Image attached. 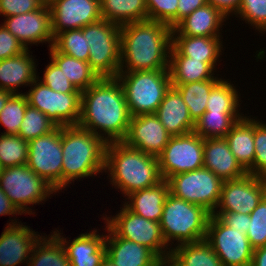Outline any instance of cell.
I'll return each instance as SVG.
<instances>
[{"label": "cell", "instance_id": "obj_57", "mask_svg": "<svg viewBox=\"0 0 266 266\" xmlns=\"http://www.w3.org/2000/svg\"><path fill=\"white\" fill-rule=\"evenodd\" d=\"M2 169H3V168H2L1 165H0V175H1Z\"/></svg>", "mask_w": 266, "mask_h": 266}, {"label": "cell", "instance_id": "obj_48", "mask_svg": "<svg viewBox=\"0 0 266 266\" xmlns=\"http://www.w3.org/2000/svg\"><path fill=\"white\" fill-rule=\"evenodd\" d=\"M212 215L216 216L223 224L230 228L248 231L250 219L249 214L230 213V212H214Z\"/></svg>", "mask_w": 266, "mask_h": 266}, {"label": "cell", "instance_id": "obj_13", "mask_svg": "<svg viewBox=\"0 0 266 266\" xmlns=\"http://www.w3.org/2000/svg\"><path fill=\"white\" fill-rule=\"evenodd\" d=\"M203 146L204 139L194 131L171 136L158 156L162 178L203 168Z\"/></svg>", "mask_w": 266, "mask_h": 266}, {"label": "cell", "instance_id": "obj_33", "mask_svg": "<svg viewBox=\"0 0 266 266\" xmlns=\"http://www.w3.org/2000/svg\"><path fill=\"white\" fill-rule=\"evenodd\" d=\"M48 236H41L35 243L27 266H71L59 238L54 233Z\"/></svg>", "mask_w": 266, "mask_h": 266}, {"label": "cell", "instance_id": "obj_20", "mask_svg": "<svg viewBox=\"0 0 266 266\" xmlns=\"http://www.w3.org/2000/svg\"><path fill=\"white\" fill-rule=\"evenodd\" d=\"M203 167L222 181L237 180L248 174L230 151L225 138L204 139Z\"/></svg>", "mask_w": 266, "mask_h": 266}, {"label": "cell", "instance_id": "obj_4", "mask_svg": "<svg viewBox=\"0 0 266 266\" xmlns=\"http://www.w3.org/2000/svg\"><path fill=\"white\" fill-rule=\"evenodd\" d=\"M62 190L74 179L97 176L105 171L106 143L78 125L61 127Z\"/></svg>", "mask_w": 266, "mask_h": 266}, {"label": "cell", "instance_id": "obj_54", "mask_svg": "<svg viewBox=\"0 0 266 266\" xmlns=\"http://www.w3.org/2000/svg\"><path fill=\"white\" fill-rule=\"evenodd\" d=\"M100 266H115L112 260L105 255V257L101 260Z\"/></svg>", "mask_w": 266, "mask_h": 266}, {"label": "cell", "instance_id": "obj_24", "mask_svg": "<svg viewBox=\"0 0 266 266\" xmlns=\"http://www.w3.org/2000/svg\"><path fill=\"white\" fill-rule=\"evenodd\" d=\"M226 18L213 5L206 4L182 19L172 29V35L222 37L220 28L224 25Z\"/></svg>", "mask_w": 266, "mask_h": 266}, {"label": "cell", "instance_id": "obj_43", "mask_svg": "<svg viewBox=\"0 0 266 266\" xmlns=\"http://www.w3.org/2000/svg\"><path fill=\"white\" fill-rule=\"evenodd\" d=\"M236 16L260 33L266 32V0H241Z\"/></svg>", "mask_w": 266, "mask_h": 266}, {"label": "cell", "instance_id": "obj_31", "mask_svg": "<svg viewBox=\"0 0 266 266\" xmlns=\"http://www.w3.org/2000/svg\"><path fill=\"white\" fill-rule=\"evenodd\" d=\"M49 51L50 58L60 67L77 90L81 92L87 90L100 78L88 62L61 53L53 45Z\"/></svg>", "mask_w": 266, "mask_h": 266}, {"label": "cell", "instance_id": "obj_37", "mask_svg": "<svg viewBox=\"0 0 266 266\" xmlns=\"http://www.w3.org/2000/svg\"><path fill=\"white\" fill-rule=\"evenodd\" d=\"M53 46L61 53L88 62L89 44L82 28L67 30L54 37Z\"/></svg>", "mask_w": 266, "mask_h": 266}, {"label": "cell", "instance_id": "obj_14", "mask_svg": "<svg viewBox=\"0 0 266 266\" xmlns=\"http://www.w3.org/2000/svg\"><path fill=\"white\" fill-rule=\"evenodd\" d=\"M205 240L223 266H251L254 249L245 231L230 228L211 214Z\"/></svg>", "mask_w": 266, "mask_h": 266}, {"label": "cell", "instance_id": "obj_40", "mask_svg": "<svg viewBox=\"0 0 266 266\" xmlns=\"http://www.w3.org/2000/svg\"><path fill=\"white\" fill-rule=\"evenodd\" d=\"M24 93L13 94L0 112V124L6 128L4 135H18L19 129L28 106Z\"/></svg>", "mask_w": 266, "mask_h": 266}, {"label": "cell", "instance_id": "obj_36", "mask_svg": "<svg viewBox=\"0 0 266 266\" xmlns=\"http://www.w3.org/2000/svg\"><path fill=\"white\" fill-rule=\"evenodd\" d=\"M226 79H221L212 89L207 99L206 112H239L240 93ZM239 110V111H238Z\"/></svg>", "mask_w": 266, "mask_h": 266}, {"label": "cell", "instance_id": "obj_9", "mask_svg": "<svg viewBox=\"0 0 266 266\" xmlns=\"http://www.w3.org/2000/svg\"><path fill=\"white\" fill-rule=\"evenodd\" d=\"M0 188L21 214H33L28 205L46 201L57 191L36 175L27 164L2 169Z\"/></svg>", "mask_w": 266, "mask_h": 266}, {"label": "cell", "instance_id": "obj_16", "mask_svg": "<svg viewBox=\"0 0 266 266\" xmlns=\"http://www.w3.org/2000/svg\"><path fill=\"white\" fill-rule=\"evenodd\" d=\"M48 6L53 37L102 19L100 0H53Z\"/></svg>", "mask_w": 266, "mask_h": 266}, {"label": "cell", "instance_id": "obj_32", "mask_svg": "<svg viewBox=\"0 0 266 266\" xmlns=\"http://www.w3.org/2000/svg\"><path fill=\"white\" fill-rule=\"evenodd\" d=\"M102 19L119 26L148 19L145 0H100Z\"/></svg>", "mask_w": 266, "mask_h": 266}, {"label": "cell", "instance_id": "obj_29", "mask_svg": "<svg viewBox=\"0 0 266 266\" xmlns=\"http://www.w3.org/2000/svg\"><path fill=\"white\" fill-rule=\"evenodd\" d=\"M221 37L172 35V45L183 55L206 63H217L223 51ZM222 50V51H221Z\"/></svg>", "mask_w": 266, "mask_h": 266}, {"label": "cell", "instance_id": "obj_5", "mask_svg": "<svg viewBox=\"0 0 266 266\" xmlns=\"http://www.w3.org/2000/svg\"><path fill=\"white\" fill-rule=\"evenodd\" d=\"M211 213L169 193L163 207L160 226L168 246L204 240ZM171 242V243H170ZM171 244V245H170Z\"/></svg>", "mask_w": 266, "mask_h": 266}, {"label": "cell", "instance_id": "obj_56", "mask_svg": "<svg viewBox=\"0 0 266 266\" xmlns=\"http://www.w3.org/2000/svg\"><path fill=\"white\" fill-rule=\"evenodd\" d=\"M161 266H171L168 262H163Z\"/></svg>", "mask_w": 266, "mask_h": 266}, {"label": "cell", "instance_id": "obj_35", "mask_svg": "<svg viewBox=\"0 0 266 266\" xmlns=\"http://www.w3.org/2000/svg\"><path fill=\"white\" fill-rule=\"evenodd\" d=\"M242 115V116H241ZM244 114L240 112H204L196 121L194 132L203 139L225 138Z\"/></svg>", "mask_w": 266, "mask_h": 266}, {"label": "cell", "instance_id": "obj_15", "mask_svg": "<svg viewBox=\"0 0 266 266\" xmlns=\"http://www.w3.org/2000/svg\"><path fill=\"white\" fill-rule=\"evenodd\" d=\"M266 196V178L247 174L237 180L223 181L214 212L249 214Z\"/></svg>", "mask_w": 266, "mask_h": 266}, {"label": "cell", "instance_id": "obj_53", "mask_svg": "<svg viewBox=\"0 0 266 266\" xmlns=\"http://www.w3.org/2000/svg\"><path fill=\"white\" fill-rule=\"evenodd\" d=\"M13 95V93L0 89V112L3 110L8 99Z\"/></svg>", "mask_w": 266, "mask_h": 266}, {"label": "cell", "instance_id": "obj_25", "mask_svg": "<svg viewBox=\"0 0 266 266\" xmlns=\"http://www.w3.org/2000/svg\"><path fill=\"white\" fill-rule=\"evenodd\" d=\"M35 62L28 49L17 56L0 60V89L21 94L18 88L30 86L38 77Z\"/></svg>", "mask_w": 266, "mask_h": 266}, {"label": "cell", "instance_id": "obj_44", "mask_svg": "<svg viewBox=\"0 0 266 266\" xmlns=\"http://www.w3.org/2000/svg\"><path fill=\"white\" fill-rule=\"evenodd\" d=\"M255 158L253 175L266 178V124L254 119Z\"/></svg>", "mask_w": 266, "mask_h": 266}, {"label": "cell", "instance_id": "obj_45", "mask_svg": "<svg viewBox=\"0 0 266 266\" xmlns=\"http://www.w3.org/2000/svg\"><path fill=\"white\" fill-rule=\"evenodd\" d=\"M50 60L51 62L46 66L43 78H40V81L56 92L82 93L68 80L60 67L52 59Z\"/></svg>", "mask_w": 266, "mask_h": 266}, {"label": "cell", "instance_id": "obj_42", "mask_svg": "<svg viewBox=\"0 0 266 266\" xmlns=\"http://www.w3.org/2000/svg\"><path fill=\"white\" fill-rule=\"evenodd\" d=\"M148 20L163 22L173 29L178 24V0H145Z\"/></svg>", "mask_w": 266, "mask_h": 266}, {"label": "cell", "instance_id": "obj_49", "mask_svg": "<svg viewBox=\"0 0 266 266\" xmlns=\"http://www.w3.org/2000/svg\"><path fill=\"white\" fill-rule=\"evenodd\" d=\"M207 4L213 5L223 15L230 17V14H237L241 0H206Z\"/></svg>", "mask_w": 266, "mask_h": 266}, {"label": "cell", "instance_id": "obj_7", "mask_svg": "<svg viewBox=\"0 0 266 266\" xmlns=\"http://www.w3.org/2000/svg\"><path fill=\"white\" fill-rule=\"evenodd\" d=\"M89 44L90 67L102 77H117L120 71L121 26L100 19L82 28Z\"/></svg>", "mask_w": 266, "mask_h": 266}, {"label": "cell", "instance_id": "obj_3", "mask_svg": "<svg viewBox=\"0 0 266 266\" xmlns=\"http://www.w3.org/2000/svg\"><path fill=\"white\" fill-rule=\"evenodd\" d=\"M112 186L125 197L138 190L152 187L163 180L158 157L126 145L110 142L105 148V171Z\"/></svg>", "mask_w": 266, "mask_h": 266}, {"label": "cell", "instance_id": "obj_8", "mask_svg": "<svg viewBox=\"0 0 266 266\" xmlns=\"http://www.w3.org/2000/svg\"><path fill=\"white\" fill-rule=\"evenodd\" d=\"M115 216L102 219L117 237L136 242L151 249L163 262H167L171 248L166 244L160 223L148 220L129 210L124 204ZM169 247V248H168Z\"/></svg>", "mask_w": 266, "mask_h": 266}, {"label": "cell", "instance_id": "obj_26", "mask_svg": "<svg viewBox=\"0 0 266 266\" xmlns=\"http://www.w3.org/2000/svg\"><path fill=\"white\" fill-rule=\"evenodd\" d=\"M217 63H206L201 60L183 56L173 45L170 50L169 72L171 84H186L205 80H221L214 76ZM215 68V69H214Z\"/></svg>", "mask_w": 266, "mask_h": 266}, {"label": "cell", "instance_id": "obj_52", "mask_svg": "<svg viewBox=\"0 0 266 266\" xmlns=\"http://www.w3.org/2000/svg\"><path fill=\"white\" fill-rule=\"evenodd\" d=\"M251 266H266V245L253 250Z\"/></svg>", "mask_w": 266, "mask_h": 266}, {"label": "cell", "instance_id": "obj_38", "mask_svg": "<svg viewBox=\"0 0 266 266\" xmlns=\"http://www.w3.org/2000/svg\"><path fill=\"white\" fill-rule=\"evenodd\" d=\"M28 142L19 135L0 134V165L8 168L27 164Z\"/></svg>", "mask_w": 266, "mask_h": 266}, {"label": "cell", "instance_id": "obj_55", "mask_svg": "<svg viewBox=\"0 0 266 266\" xmlns=\"http://www.w3.org/2000/svg\"><path fill=\"white\" fill-rule=\"evenodd\" d=\"M40 1H42L44 4H49L53 0H40Z\"/></svg>", "mask_w": 266, "mask_h": 266}, {"label": "cell", "instance_id": "obj_27", "mask_svg": "<svg viewBox=\"0 0 266 266\" xmlns=\"http://www.w3.org/2000/svg\"><path fill=\"white\" fill-rule=\"evenodd\" d=\"M167 180L127 195L124 205L139 216L160 223L165 200L169 194Z\"/></svg>", "mask_w": 266, "mask_h": 266}, {"label": "cell", "instance_id": "obj_39", "mask_svg": "<svg viewBox=\"0 0 266 266\" xmlns=\"http://www.w3.org/2000/svg\"><path fill=\"white\" fill-rule=\"evenodd\" d=\"M56 127L46 114L28 105L18 135L29 142L50 133Z\"/></svg>", "mask_w": 266, "mask_h": 266}, {"label": "cell", "instance_id": "obj_2", "mask_svg": "<svg viewBox=\"0 0 266 266\" xmlns=\"http://www.w3.org/2000/svg\"><path fill=\"white\" fill-rule=\"evenodd\" d=\"M171 46L172 29L163 22L147 19L122 25L119 72L169 70Z\"/></svg>", "mask_w": 266, "mask_h": 266}, {"label": "cell", "instance_id": "obj_19", "mask_svg": "<svg viewBox=\"0 0 266 266\" xmlns=\"http://www.w3.org/2000/svg\"><path fill=\"white\" fill-rule=\"evenodd\" d=\"M11 221L0 236V266L27 264L35 243L41 237L27 225L17 223L16 219Z\"/></svg>", "mask_w": 266, "mask_h": 266}, {"label": "cell", "instance_id": "obj_47", "mask_svg": "<svg viewBox=\"0 0 266 266\" xmlns=\"http://www.w3.org/2000/svg\"><path fill=\"white\" fill-rule=\"evenodd\" d=\"M26 50L22 43L0 24V60L17 56Z\"/></svg>", "mask_w": 266, "mask_h": 266}, {"label": "cell", "instance_id": "obj_22", "mask_svg": "<svg viewBox=\"0 0 266 266\" xmlns=\"http://www.w3.org/2000/svg\"><path fill=\"white\" fill-rule=\"evenodd\" d=\"M53 233L63 244L71 266H100L106 255L105 235H100L94 229L89 233L80 234L69 242L57 229Z\"/></svg>", "mask_w": 266, "mask_h": 266}, {"label": "cell", "instance_id": "obj_28", "mask_svg": "<svg viewBox=\"0 0 266 266\" xmlns=\"http://www.w3.org/2000/svg\"><path fill=\"white\" fill-rule=\"evenodd\" d=\"M225 139L240 165L248 174L253 175L255 158L254 119L245 115L233 125Z\"/></svg>", "mask_w": 266, "mask_h": 266}, {"label": "cell", "instance_id": "obj_10", "mask_svg": "<svg viewBox=\"0 0 266 266\" xmlns=\"http://www.w3.org/2000/svg\"><path fill=\"white\" fill-rule=\"evenodd\" d=\"M169 192L189 203L204 207L211 214L216 210L223 181L206 168L180 173L167 179Z\"/></svg>", "mask_w": 266, "mask_h": 266}, {"label": "cell", "instance_id": "obj_34", "mask_svg": "<svg viewBox=\"0 0 266 266\" xmlns=\"http://www.w3.org/2000/svg\"><path fill=\"white\" fill-rule=\"evenodd\" d=\"M220 80H205L186 84H171L186 103L194 123L204 114L211 89Z\"/></svg>", "mask_w": 266, "mask_h": 266}, {"label": "cell", "instance_id": "obj_21", "mask_svg": "<svg viewBox=\"0 0 266 266\" xmlns=\"http://www.w3.org/2000/svg\"><path fill=\"white\" fill-rule=\"evenodd\" d=\"M105 239L106 255L115 266H161L163 261L149 248L117 237L108 227Z\"/></svg>", "mask_w": 266, "mask_h": 266}, {"label": "cell", "instance_id": "obj_17", "mask_svg": "<svg viewBox=\"0 0 266 266\" xmlns=\"http://www.w3.org/2000/svg\"><path fill=\"white\" fill-rule=\"evenodd\" d=\"M3 25L26 49H29L28 45L37 43L47 42L49 47L53 45L51 10L48 4H43L35 11L5 17Z\"/></svg>", "mask_w": 266, "mask_h": 266}, {"label": "cell", "instance_id": "obj_1", "mask_svg": "<svg viewBox=\"0 0 266 266\" xmlns=\"http://www.w3.org/2000/svg\"><path fill=\"white\" fill-rule=\"evenodd\" d=\"M131 114L117 77L99 78L81 94L79 127L91 131L106 144L123 141Z\"/></svg>", "mask_w": 266, "mask_h": 266}, {"label": "cell", "instance_id": "obj_41", "mask_svg": "<svg viewBox=\"0 0 266 266\" xmlns=\"http://www.w3.org/2000/svg\"><path fill=\"white\" fill-rule=\"evenodd\" d=\"M248 231L246 236L253 249L266 245V196L250 213Z\"/></svg>", "mask_w": 266, "mask_h": 266}, {"label": "cell", "instance_id": "obj_51", "mask_svg": "<svg viewBox=\"0 0 266 266\" xmlns=\"http://www.w3.org/2000/svg\"><path fill=\"white\" fill-rule=\"evenodd\" d=\"M22 215L11 200L7 197L5 192L0 188V215Z\"/></svg>", "mask_w": 266, "mask_h": 266}, {"label": "cell", "instance_id": "obj_50", "mask_svg": "<svg viewBox=\"0 0 266 266\" xmlns=\"http://www.w3.org/2000/svg\"><path fill=\"white\" fill-rule=\"evenodd\" d=\"M207 4L206 0H178V23L194 10Z\"/></svg>", "mask_w": 266, "mask_h": 266}, {"label": "cell", "instance_id": "obj_46", "mask_svg": "<svg viewBox=\"0 0 266 266\" xmlns=\"http://www.w3.org/2000/svg\"><path fill=\"white\" fill-rule=\"evenodd\" d=\"M44 3L40 0H0V15L10 17L35 11Z\"/></svg>", "mask_w": 266, "mask_h": 266}, {"label": "cell", "instance_id": "obj_6", "mask_svg": "<svg viewBox=\"0 0 266 266\" xmlns=\"http://www.w3.org/2000/svg\"><path fill=\"white\" fill-rule=\"evenodd\" d=\"M120 81L131 116L156 113L170 89L169 70L119 72Z\"/></svg>", "mask_w": 266, "mask_h": 266}, {"label": "cell", "instance_id": "obj_11", "mask_svg": "<svg viewBox=\"0 0 266 266\" xmlns=\"http://www.w3.org/2000/svg\"><path fill=\"white\" fill-rule=\"evenodd\" d=\"M24 94L28 104L46 114L57 127L78 125L82 93L56 92L41 82L38 76Z\"/></svg>", "mask_w": 266, "mask_h": 266}, {"label": "cell", "instance_id": "obj_23", "mask_svg": "<svg viewBox=\"0 0 266 266\" xmlns=\"http://www.w3.org/2000/svg\"><path fill=\"white\" fill-rule=\"evenodd\" d=\"M155 114L171 136L194 131L195 123L191 119L189 109L180 93L172 86L166 92Z\"/></svg>", "mask_w": 266, "mask_h": 266}, {"label": "cell", "instance_id": "obj_18", "mask_svg": "<svg viewBox=\"0 0 266 266\" xmlns=\"http://www.w3.org/2000/svg\"><path fill=\"white\" fill-rule=\"evenodd\" d=\"M171 135L155 113L132 116L123 142L146 154L158 157Z\"/></svg>", "mask_w": 266, "mask_h": 266}, {"label": "cell", "instance_id": "obj_12", "mask_svg": "<svg viewBox=\"0 0 266 266\" xmlns=\"http://www.w3.org/2000/svg\"><path fill=\"white\" fill-rule=\"evenodd\" d=\"M61 127L28 142L27 166L57 192L62 190Z\"/></svg>", "mask_w": 266, "mask_h": 266}, {"label": "cell", "instance_id": "obj_30", "mask_svg": "<svg viewBox=\"0 0 266 266\" xmlns=\"http://www.w3.org/2000/svg\"><path fill=\"white\" fill-rule=\"evenodd\" d=\"M174 246L167 261L171 266H223L205 239Z\"/></svg>", "mask_w": 266, "mask_h": 266}]
</instances>
